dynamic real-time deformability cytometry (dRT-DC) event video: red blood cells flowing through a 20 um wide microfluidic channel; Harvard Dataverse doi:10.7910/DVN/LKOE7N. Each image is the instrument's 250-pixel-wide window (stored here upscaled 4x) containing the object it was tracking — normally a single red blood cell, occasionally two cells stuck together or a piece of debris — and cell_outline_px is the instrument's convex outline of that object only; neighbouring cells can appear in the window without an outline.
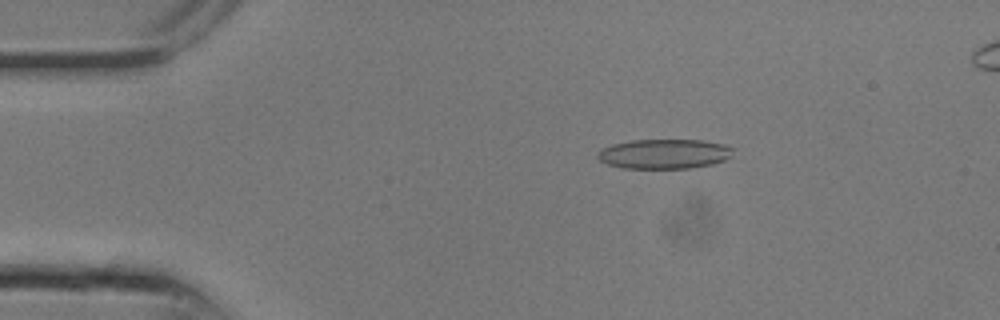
{"species": "common noctule bat (a hibernating species)", "species_latin": "Nyctalus noctula", "temperature_condition": "room temperature", "stored_images_in_passage": 8, "camera_frame_rate_fps": 3000, "um_per_image_px": 0.085, "animal": {"sex": "male", "body_mass_g": 13.3}, "frame": {"image": 1, "passage_image": 4, "time_ms": 1.0, "image_size_px": [1000, 320], "cell_outline_px": [[736, 148], [732, 156], [724, 160], [712, 164], [692, 168], [620, 168], [608, 164], [600, 160], [596, 156], [596, 152], [600, 148], [612, 144], [632, 140], [700, 140], [724, 144]], "centroid_in_image_um": [56.46, 13.08], "position_along_channel_um": 28.5, "area_um2": 23.7}}